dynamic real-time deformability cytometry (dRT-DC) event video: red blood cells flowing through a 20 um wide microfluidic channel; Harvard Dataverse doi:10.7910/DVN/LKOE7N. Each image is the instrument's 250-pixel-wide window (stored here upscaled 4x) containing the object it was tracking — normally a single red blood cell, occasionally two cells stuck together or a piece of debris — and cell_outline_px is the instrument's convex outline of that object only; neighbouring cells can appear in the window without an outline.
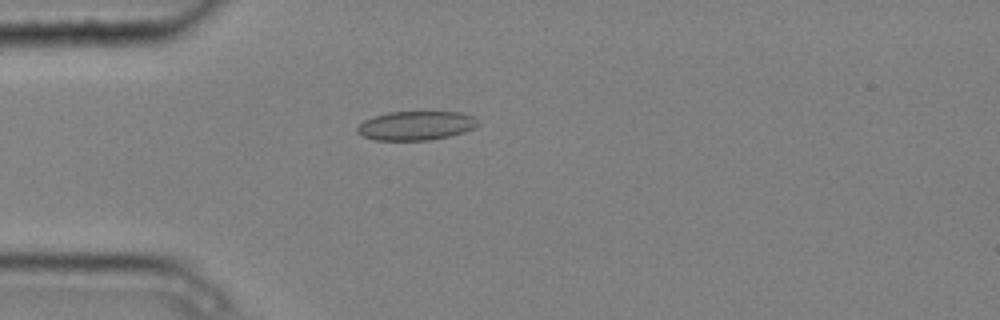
{"species": "common noctule bat (a hibernating species)", "species_latin": "Nyctalus noctula", "temperature_condition": "cold", "stored_images_in_passage": 3, "camera_frame_rate_fps": 3000, "um_per_image_px": 0.085, "animal": {"sex": "male", "body_mass_g": 20.4}, "frame": {"image": 1, "passage_image": 2, "time_ms": 0.333, "image_size_px": [1000, 320], "cell_outline_px": [[480, 124], [464, 132], [448, 136], [428, 140], [376, 140], [364, 136], [356, 132], [356, 128], [364, 120], [372, 116], [388, 112], [460, 112], [472, 116], [480, 120]], "centroid_in_image_um": [35.35, 10.67], "position_along_channel_um": 49.6, "area_um2": 20.4}}